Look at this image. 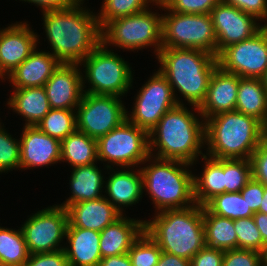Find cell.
Wrapping results in <instances>:
<instances>
[{
	"label": "cell",
	"instance_id": "obj_1",
	"mask_svg": "<svg viewBox=\"0 0 267 266\" xmlns=\"http://www.w3.org/2000/svg\"><path fill=\"white\" fill-rule=\"evenodd\" d=\"M83 1L66 9L42 12L50 53L64 64H79L101 44L96 14L83 8Z\"/></svg>",
	"mask_w": 267,
	"mask_h": 266
},
{
	"label": "cell",
	"instance_id": "obj_2",
	"mask_svg": "<svg viewBox=\"0 0 267 266\" xmlns=\"http://www.w3.org/2000/svg\"><path fill=\"white\" fill-rule=\"evenodd\" d=\"M194 114L184 104L166 112L149 132L150 156L193 166L199 155H205L201 150L205 145V120ZM154 150H158L156 155Z\"/></svg>",
	"mask_w": 267,
	"mask_h": 266
},
{
	"label": "cell",
	"instance_id": "obj_3",
	"mask_svg": "<svg viewBox=\"0 0 267 266\" xmlns=\"http://www.w3.org/2000/svg\"><path fill=\"white\" fill-rule=\"evenodd\" d=\"M159 71L202 117L198 107L204 101L210 78L218 67L213 54L199 49L162 47L157 57Z\"/></svg>",
	"mask_w": 267,
	"mask_h": 266
},
{
	"label": "cell",
	"instance_id": "obj_4",
	"mask_svg": "<svg viewBox=\"0 0 267 266\" xmlns=\"http://www.w3.org/2000/svg\"><path fill=\"white\" fill-rule=\"evenodd\" d=\"M263 136L264 124L238 111L205 120L206 155L215 159H250Z\"/></svg>",
	"mask_w": 267,
	"mask_h": 266
},
{
	"label": "cell",
	"instance_id": "obj_5",
	"mask_svg": "<svg viewBox=\"0 0 267 266\" xmlns=\"http://www.w3.org/2000/svg\"><path fill=\"white\" fill-rule=\"evenodd\" d=\"M153 219L144 221V230L159 245L162 252L191 260L206 246L203 206L155 212Z\"/></svg>",
	"mask_w": 267,
	"mask_h": 266
},
{
	"label": "cell",
	"instance_id": "obj_6",
	"mask_svg": "<svg viewBox=\"0 0 267 266\" xmlns=\"http://www.w3.org/2000/svg\"><path fill=\"white\" fill-rule=\"evenodd\" d=\"M146 162H150L149 165L140 167L143 191L146 190L150 195L157 213L168 209L187 208L196 204L194 174L188 168L191 164L151 156L144 163Z\"/></svg>",
	"mask_w": 267,
	"mask_h": 266
},
{
	"label": "cell",
	"instance_id": "obj_7",
	"mask_svg": "<svg viewBox=\"0 0 267 266\" xmlns=\"http://www.w3.org/2000/svg\"><path fill=\"white\" fill-rule=\"evenodd\" d=\"M102 43L84 58L79 65L85 68L82 74L84 93L111 95L122 98L132 87L133 75L127 61ZM85 79V80H84ZM86 81V82H85Z\"/></svg>",
	"mask_w": 267,
	"mask_h": 266
},
{
	"label": "cell",
	"instance_id": "obj_8",
	"mask_svg": "<svg viewBox=\"0 0 267 266\" xmlns=\"http://www.w3.org/2000/svg\"><path fill=\"white\" fill-rule=\"evenodd\" d=\"M147 9L114 19L101 29V43L108 47L141 50L154 46L156 57L162 48V15ZM161 15V16H160Z\"/></svg>",
	"mask_w": 267,
	"mask_h": 266
},
{
	"label": "cell",
	"instance_id": "obj_9",
	"mask_svg": "<svg viewBox=\"0 0 267 266\" xmlns=\"http://www.w3.org/2000/svg\"><path fill=\"white\" fill-rule=\"evenodd\" d=\"M162 15V47L199 49L216 56L217 36L210 14H185L158 6Z\"/></svg>",
	"mask_w": 267,
	"mask_h": 266
},
{
	"label": "cell",
	"instance_id": "obj_10",
	"mask_svg": "<svg viewBox=\"0 0 267 266\" xmlns=\"http://www.w3.org/2000/svg\"><path fill=\"white\" fill-rule=\"evenodd\" d=\"M97 151L98 161L108 163L104 169L114 165L134 169L150 156L149 133L126 119L97 140Z\"/></svg>",
	"mask_w": 267,
	"mask_h": 266
},
{
	"label": "cell",
	"instance_id": "obj_11",
	"mask_svg": "<svg viewBox=\"0 0 267 266\" xmlns=\"http://www.w3.org/2000/svg\"><path fill=\"white\" fill-rule=\"evenodd\" d=\"M134 101L131 114L126 111V119L148 133L166 112L178 104H184L174 95L171 85L159 69L140 88Z\"/></svg>",
	"mask_w": 267,
	"mask_h": 266
},
{
	"label": "cell",
	"instance_id": "obj_12",
	"mask_svg": "<svg viewBox=\"0 0 267 266\" xmlns=\"http://www.w3.org/2000/svg\"><path fill=\"white\" fill-rule=\"evenodd\" d=\"M120 97L84 93L76 108L77 130L98 140L126 120Z\"/></svg>",
	"mask_w": 267,
	"mask_h": 266
},
{
	"label": "cell",
	"instance_id": "obj_13",
	"mask_svg": "<svg viewBox=\"0 0 267 266\" xmlns=\"http://www.w3.org/2000/svg\"><path fill=\"white\" fill-rule=\"evenodd\" d=\"M216 58L225 72L261 79L267 70V25L249 39L225 47Z\"/></svg>",
	"mask_w": 267,
	"mask_h": 266
},
{
	"label": "cell",
	"instance_id": "obj_14",
	"mask_svg": "<svg viewBox=\"0 0 267 266\" xmlns=\"http://www.w3.org/2000/svg\"><path fill=\"white\" fill-rule=\"evenodd\" d=\"M68 212L63 206L53 205L37 211L22 224L29 254L54 252L64 249Z\"/></svg>",
	"mask_w": 267,
	"mask_h": 266
},
{
	"label": "cell",
	"instance_id": "obj_15",
	"mask_svg": "<svg viewBox=\"0 0 267 266\" xmlns=\"http://www.w3.org/2000/svg\"><path fill=\"white\" fill-rule=\"evenodd\" d=\"M216 32V56L225 47L249 39L265 25L258 19L233 5L220 1L210 12Z\"/></svg>",
	"mask_w": 267,
	"mask_h": 266
},
{
	"label": "cell",
	"instance_id": "obj_16",
	"mask_svg": "<svg viewBox=\"0 0 267 266\" xmlns=\"http://www.w3.org/2000/svg\"><path fill=\"white\" fill-rule=\"evenodd\" d=\"M38 34L25 21L16 22L0 33V79L26 60L37 48ZM5 76V77H4Z\"/></svg>",
	"mask_w": 267,
	"mask_h": 266
},
{
	"label": "cell",
	"instance_id": "obj_17",
	"mask_svg": "<svg viewBox=\"0 0 267 266\" xmlns=\"http://www.w3.org/2000/svg\"><path fill=\"white\" fill-rule=\"evenodd\" d=\"M79 64L61 63L44 84L51 109H76L84 95Z\"/></svg>",
	"mask_w": 267,
	"mask_h": 266
},
{
	"label": "cell",
	"instance_id": "obj_18",
	"mask_svg": "<svg viewBox=\"0 0 267 266\" xmlns=\"http://www.w3.org/2000/svg\"><path fill=\"white\" fill-rule=\"evenodd\" d=\"M61 142L37 126H24L20 138V169H32L58 163Z\"/></svg>",
	"mask_w": 267,
	"mask_h": 266
},
{
	"label": "cell",
	"instance_id": "obj_19",
	"mask_svg": "<svg viewBox=\"0 0 267 266\" xmlns=\"http://www.w3.org/2000/svg\"><path fill=\"white\" fill-rule=\"evenodd\" d=\"M238 86L239 76L217 67L210 78L205 99L198 107L204 120L220 113L235 111Z\"/></svg>",
	"mask_w": 267,
	"mask_h": 266
},
{
	"label": "cell",
	"instance_id": "obj_20",
	"mask_svg": "<svg viewBox=\"0 0 267 266\" xmlns=\"http://www.w3.org/2000/svg\"><path fill=\"white\" fill-rule=\"evenodd\" d=\"M67 212V227H78L97 232H101L123 215L104 196L72 204L67 208Z\"/></svg>",
	"mask_w": 267,
	"mask_h": 266
},
{
	"label": "cell",
	"instance_id": "obj_21",
	"mask_svg": "<svg viewBox=\"0 0 267 266\" xmlns=\"http://www.w3.org/2000/svg\"><path fill=\"white\" fill-rule=\"evenodd\" d=\"M122 169L115 171L113 167L107 168V170H111L112 172L106 178L108 180L105 181L104 189L108 197H104L123 214V207L127 208L132 206V204L135 205L142 199L143 177L140 166L139 169H135L137 171L131 168H126V170L125 168Z\"/></svg>",
	"mask_w": 267,
	"mask_h": 266
},
{
	"label": "cell",
	"instance_id": "obj_22",
	"mask_svg": "<svg viewBox=\"0 0 267 266\" xmlns=\"http://www.w3.org/2000/svg\"><path fill=\"white\" fill-rule=\"evenodd\" d=\"M60 64L51 53L35 49L6 78L13 84L14 89L44 86Z\"/></svg>",
	"mask_w": 267,
	"mask_h": 266
},
{
	"label": "cell",
	"instance_id": "obj_23",
	"mask_svg": "<svg viewBox=\"0 0 267 266\" xmlns=\"http://www.w3.org/2000/svg\"><path fill=\"white\" fill-rule=\"evenodd\" d=\"M144 221L127 218L124 214L100 232L102 258L127 254L134 241L144 231Z\"/></svg>",
	"mask_w": 267,
	"mask_h": 266
},
{
	"label": "cell",
	"instance_id": "obj_24",
	"mask_svg": "<svg viewBox=\"0 0 267 266\" xmlns=\"http://www.w3.org/2000/svg\"><path fill=\"white\" fill-rule=\"evenodd\" d=\"M64 246L69 266H97L102 259L100 253V232L78 227L66 228Z\"/></svg>",
	"mask_w": 267,
	"mask_h": 266
},
{
	"label": "cell",
	"instance_id": "obj_25",
	"mask_svg": "<svg viewBox=\"0 0 267 266\" xmlns=\"http://www.w3.org/2000/svg\"><path fill=\"white\" fill-rule=\"evenodd\" d=\"M72 170L69 180L72 194L59 206L67 209L72 204L95 200L104 196L101 192L104 190L105 177H103L101 169L95 163L77 166Z\"/></svg>",
	"mask_w": 267,
	"mask_h": 266
},
{
	"label": "cell",
	"instance_id": "obj_26",
	"mask_svg": "<svg viewBox=\"0 0 267 266\" xmlns=\"http://www.w3.org/2000/svg\"><path fill=\"white\" fill-rule=\"evenodd\" d=\"M7 105L23 116L25 126H36L51 110L44 86L14 89Z\"/></svg>",
	"mask_w": 267,
	"mask_h": 266
},
{
	"label": "cell",
	"instance_id": "obj_27",
	"mask_svg": "<svg viewBox=\"0 0 267 266\" xmlns=\"http://www.w3.org/2000/svg\"><path fill=\"white\" fill-rule=\"evenodd\" d=\"M235 111L267 124V91L261 79L239 77Z\"/></svg>",
	"mask_w": 267,
	"mask_h": 266
},
{
	"label": "cell",
	"instance_id": "obj_28",
	"mask_svg": "<svg viewBox=\"0 0 267 266\" xmlns=\"http://www.w3.org/2000/svg\"><path fill=\"white\" fill-rule=\"evenodd\" d=\"M205 161L200 177L194 175V198L196 204L204 206L215 195L225 193L224 159L201 156Z\"/></svg>",
	"mask_w": 267,
	"mask_h": 266
},
{
	"label": "cell",
	"instance_id": "obj_29",
	"mask_svg": "<svg viewBox=\"0 0 267 266\" xmlns=\"http://www.w3.org/2000/svg\"><path fill=\"white\" fill-rule=\"evenodd\" d=\"M72 168L96 163L98 161L97 140L75 130L61 141V160Z\"/></svg>",
	"mask_w": 267,
	"mask_h": 266
},
{
	"label": "cell",
	"instance_id": "obj_30",
	"mask_svg": "<svg viewBox=\"0 0 267 266\" xmlns=\"http://www.w3.org/2000/svg\"><path fill=\"white\" fill-rule=\"evenodd\" d=\"M203 224L207 247L223 251L238 249L234 220L217 216L203 206Z\"/></svg>",
	"mask_w": 267,
	"mask_h": 266
},
{
	"label": "cell",
	"instance_id": "obj_31",
	"mask_svg": "<svg viewBox=\"0 0 267 266\" xmlns=\"http://www.w3.org/2000/svg\"><path fill=\"white\" fill-rule=\"evenodd\" d=\"M29 257L22 229H11L0 226V262L19 266L26 263Z\"/></svg>",
	"mask_w": 267,
	"mask_h": 266
},
{
	"label": "cell",
	"instance_id": "obj_32",
	"mask_svg": "<svg viewBox=\"0 0 267 266\" xmlns=\"http://www.w3.org/2000/svg\"><path fill=\"white\" fill-rule=\"evenodd\" d=\"M204 206L211 213L232 220L247 218L254 215V212L248 207L240 192L215 195Z\"/></svg>",
	"mask_w": 267,
	"mask_h": 266
},
{
	"label": "cell",
	"instance_id": "obj_33",
	"mask_svg": "<svg viewBox=\"0 0 267 266\" xmlns=\"http://www.w3.org/2000/svg\"><path fill=\"white\" fill-rule=\"evenodd\" d=\"M36 126L61 142L77 129L76 109H51Z\"/></svg>",
	"mask_w": 267,
	"mask_h": 266
},
{
	"label": "cell",
	"instance_id": "obj_34",
	"mask_svg": "<svg viewBox=\"0 0 267 266\" xmlns=\"http://www.w3.org/2000/svg\"><path fill=\"white\" fill-rule=\"evenodd\" d=\"M153 0H103L100 12L96 17L102 29L108 22L134 15L149 7Z\"/></svg>",
	"mask_w": 267,
	"mask_h": 266
},
{
	"label": "cell",
	"instance_id": "obj_35",
	"mask_svg": "<svg viewBox=\"0 0 267 266\" xmlns=\"http://www.w3.org/2000/svg\"><path fill=\"white\" fill-rule=\"evenodd\" d=\"M162 250L144 230L128 251L132 266H156Z\"/></svg>",
	"mask_w": 267,
	"mask_h": 266
},
{
	"label": "cell",
	"instance_id": "obj_36",
	"mask_svg": "<svg viewBox=\"0 0 267 266\" xmlns=\"http://www.w3.org/2000/svg\"><path fill=\"white\" fill-rule=\"evenodd\" d=\"M251 179L250 159H224L225 193L240 192Z\"/></svg>",
	"mask_w": 267,
	"mask_h": 266
},
{
	"label": "cell",
	"instance_id": "obj_37",
	"mask_svg": "<svg viewBox=\"0 0 267 266\" xmlns=\"http://www.w3.org/2000/svg\"><path fill=\"white\" fill-rule=\"evenodd\" d=\"M234 230L237 235L238 249L262 251L265 244L253 216L234 220Z\"/></svg>",
	"mask_w": 267,
	"mask_h": 266
},
{
	"label": "cell",
	"instance_id": "obj_38",
	"mask_svg": "<svg viewBox=\"0 0 267 266\" xmlns=\"http://www.w3.org/2000/svg\"><path fill=\"white\" fill-rule=\"evenodd\" d=\"M20 168V140L0 128V173Z\"/></svg>",
	"mask_w": 267,
	"mask_h": 266
},
{
	"label": "cell",
	"instance_id": "obj_39",
	"mask_svg": "<svg viewBox=\"0 0 267 266\" xmlns=\"http://www.w3.org/2000/svg\"><path fill=\"white\" fill-rule=\"evenodd\" d=\"M221 0H170L165 6L173 12L185 14H210Z\"/></svg>",
	"mask_w": 267,
	"mask_h": 266
},
{
	"label": "cell",
	"instance_id": "obj_40",
	"mask_svg": "<svg viewBox=\"0 0 267 266\" xmlns=\"http://www.w3.org/2000/svg\"><path fill=\"white\" fill-rule=\"evenodd\" d=\"M222 266H261V254L246 249L225 250Z\"/></svg>",
	"mask_w": 267,
	"mask_h": 266
},
{
	"label": "cell",
	"instance_id": "obj_41",
	"mask_svg": "<svg viewBox=\"0 0 267 266\" xmlns=\"http://www.w3.org/2000/svg\"><path fill=\"white\" fill-rule=\"evenodd\" d=\"M252 178L267 186V145L262 142L250 157Z\"/></svg>",
	"mask_w": 267,
	"mask_h": 266
},
{
	"label": "cell",
	"instance_id": "obj_42",
	"mask_svg": "<svg viewBox=\"0 0 267 266\" xmlns=\"http://www.w3.org/2000/svg\"><path fill=\"white\" fill-rule=\"evenodd\" d=\"M25 264L27 266H69L63 249L54 252L29 254Z\"/></svg>",
	"mask_w": 267,
	"mask_h": 266
},
{
	"label": "cell",
	"instance_id": "obj_43",
	"mask_svg": "<svg viewBox=\"0 0 267 266\" xmlns=\"http://www.w3.org/2000/svg\"><path fill=\"white\" fill-rule=\"evenodd\" d=\"M239 10L256 17L259 21H267V0H221Z\"/></svg>",
	"mask_w": 267,
	"mask_h": 266
},
{
	"label": "cell",
	"instance_id": "obj_44",
	"mask_svg": "<svg viewBox=\"0 0 267 266\" xmlns=\"http://www.w3.org/2000/svg\"><path fill=\"white\" fill-rule=\"evenodd\" d=\"M264 190L265 185L252 178L240 191L248 207H250L254 213L258 212L260 208Z\"/></svg>",
	"mask_w": 267,
	"mask_h": 266
},
{
	"label": "cell",
	"instance_id": "obj_45",
	"mask_svg": "<svg viewBox=\"0 0 267 266\" xmlns=\"http://www.w3.org/2000/svg\"><path fill=\"white\" fill-rule=\"evenodd\" d=\"M223 257V250L205 246L190 261L191 266H222Z\"/></svg>",
	"mask_w": 267,
	"mask_h": 266
},
{
	"label": "cell",
	"instance_id": "obj_46",
	"mask_svg": "<svg viewBox=\"0 0 267 266\" xmlns=\"http://www.w3.org/2000/svg\"><path fill=\"white\" fill-rule=\"evenodd\" d=\"M34 3L42 8V12L48 10H61L74 6L80 0H20Z\"/></svg>",
	"mask_w": 267,
	"mask_h": 266
},
{
	"label": "cell",
	"instance_id": "obj_47",
	"mask_svg": "<svg viewBox=\"0 0 267 266\" xmlns=\"http://www.w3.org/2000/svg\"><path fill=\"white\" fill-rule=\"evenodd\" d=\"M156 266H191L189 259L162 252Z\"/></svg>",
	"mask_w": 267,
	"mask_h": 266
},
{
	"label": "cell",
	"instance_id": "obj_48",
	"mask_svg": "<svg viewBox=\"0 0 267 266\" xmlns=\"http://www.w3.org/2000/svg\"><path fill=\"white\" fill-rule=\"evenodd\" d=\"M97 266H132V264L127 253L102 258Z\"/></svg>",
	"mask_w": 267,
	"mask_h": 266
},
{
	"label": "cell",
	"instance_id": "obj_49",
	"mask_svg": "<svg viewBox=\"0 0 267 266\" xmlns=\"http://www.w3.org/2000/svg\"><path fill=\"white\" fill-rule=\"evenodd\" d=\"M253 218L257 228L260 231L263 243L267 244V214L255 212Z\"/></svg>",
	"mask_w": 267,
	"mask_h": 266
},
{
	"label": "cell",
	"instance_id": "obj_50",
	"mask_svg": "<svg viewBox=\"0 0 267 266\" xmlns=\"http://www.w3.org/2000/svg\"><path fill=\"white\" fill-rule=\"evenodd\" d=\"M258 212L267 214V186H265L263 199L261 200Z\"/></svg>",
	"mask_w": 267,
	"mask_h": 266
},
{
	"label": "cell",
	"instance_id": "obj_51",
	"mask_svg": "<svg viewBox=\"0 0 267 266\" xmlns=\"http://www.w3.org/2000/svg\"><path fill=\"white\" fill-rule=\"evenodd\" d=\"M261 254V266H267V244L264 245Z\"/></svg>",
	"mask_w": 267,
	"mask_h": 266
},
{
	"label": "cell",
	"instance_id": "obj_52",
	"mask_svg": "<svg viewBox=\"0 0 267 266\" xmlns=\"http://www.w3.org/2000/svg\"><path fill=\"white\" fill-rule=\"evenodd\" d=\"M170 0H153V4L157 6H165Z\"/></svg>",
	"mask_w": 267,
	"mask_h": 266
},
{
	"label": "cell",
	"instance_id": "obj_53",
	"mask_svg": "<svg viewBox=\"0 0 267 266\" xmlns=\"http://www.w3.org/2000/svg\"><path fill=\"white\" fill-rule=\"evenodd\" d=\"M263 86L265 88V90L267 91V70L265 71L264 75L261 78Z\"/></svg>",
	"mask_w": 267,
	"mask_h": 266
},
{
	"label": "cell",
	"instance_id": "obj_54",
	"mask_svg": "<svg viewBox=\"0 0 267 266\" xmlns=\"http://www.w3.org/2000/svg\"><path fill=\"white\" fill-rule=\"evenodd\" d=\"M263 142L267 145V124L264 125V136H263Z\"/></svg>",
	"mask_w": 267,
	"mask_h": 266
},
{
	"label": "cell",
	"instance_id": "obj_55",
	"mask_svg": "<svg viewBox=\"0 0 267 266\" xmlns=\"http://www.w3.org/2000/svg\"><path fill=\"white\" fill-rule=\"evenodd\" d=\"M0 266H14V265H10V264H6L4 262H0Z\"/></svg>",
	"mask_w": 267,
	"mask_h": 266
}]
</instances>
